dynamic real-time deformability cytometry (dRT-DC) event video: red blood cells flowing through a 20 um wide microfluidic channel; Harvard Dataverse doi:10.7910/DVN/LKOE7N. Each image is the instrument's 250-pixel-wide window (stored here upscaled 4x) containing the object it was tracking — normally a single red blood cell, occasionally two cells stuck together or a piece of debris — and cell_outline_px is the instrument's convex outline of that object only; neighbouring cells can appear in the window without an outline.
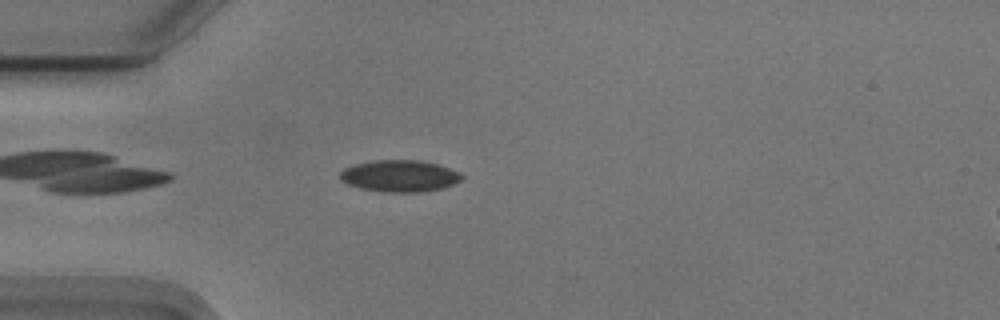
{"species": "Egyptian fruit bat (a non-hibernating species)", "species_latin": "Rousettus aegyptiacus", "temperature_condition": "cold", "stored_images_in_passage": 44, "camera_frame_rate_fps": 3000, "um_per_image_px": 0.085, "animal": {"sex": "male"}, "frame": {"image": 1, "passage_image": 4, "time_ms": 1.0, "image_size_px": [1000, 320], "cell_outline_px": [[464, 176], [460, 180], [452, 184], [440, 188], [420, 192], [380, 192], [360, 188], [348, 184], [340, 180], [340, 172], [344, 168], [356, 164], [372, 160], [424, 160], [440, 164], [460, 172]], "centroid_in_image_um": [33.97, 14.94], "position_along_channel_um": 51.0, "area_um2": 22.66}}
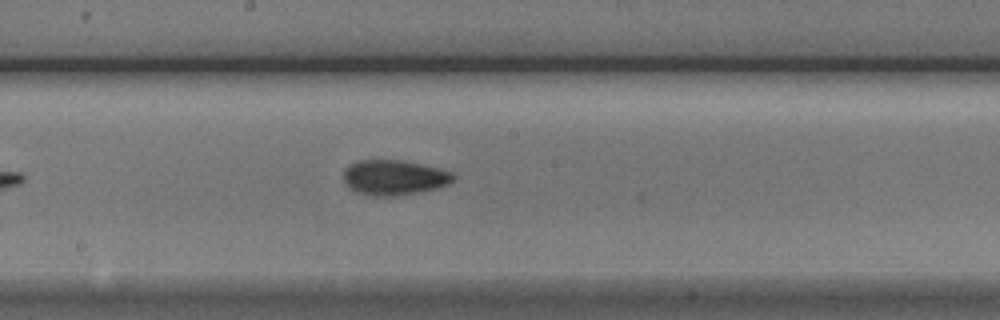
{"frame": {"image": 2, "passage_image": 18, "time_ms": 5.667, "image_size_px": [1000, 320], "cell_outline_px": [[456, 176], [448, 184], [440, 188], [400, 196], [364, 196], [348, 188], [344, 180], [344, 168], [356, 160], [400, 160], [440, 168], [452, 172]], "centroid_in_image_um": [33.48, 15.1], "position_along_channel_um": 214.7, "area_um2": 22.89}}
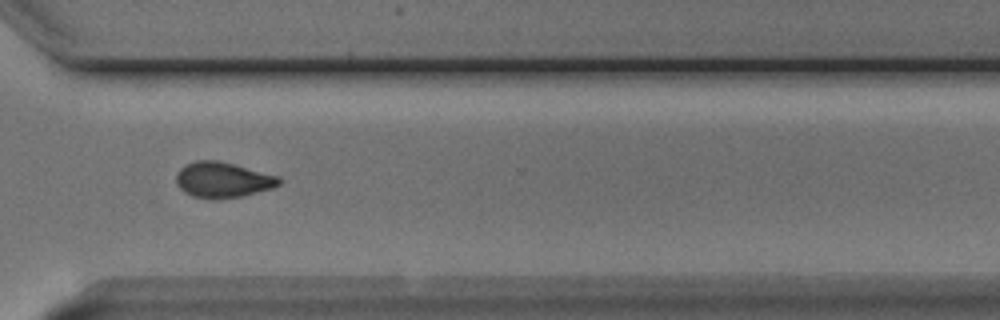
{"frame": {"image": 3, "passage_image": 29, "time_ms": 9.333, "image_size_px": [1000, 320], "cell_outline_px": [[284, 180], [280, 184], [272, 188], [240, 196], [216, 200], [208, 200], [192, 196], [184, 192], [176, 184], [176, 176], [180, 168], [184, 164], [196, 160], [216, 160], [280, 176]], "centroid_in_image_um": [18.92, 15.3], "position_along_channel_um": 351.7, "area_um2": 21.5}, "authors_computed_cell_mechanics": {"area_um2": 21.0392, "velocity_mm_per_s": 3.7404, "shape_relaxation_time_tau1_ms": 2.6481, "shape_relaxation_time_tau2_ms": 6.5732, "deformation_change_tau1": 0.1067, "deformation_change_tau2": 0.1165}}